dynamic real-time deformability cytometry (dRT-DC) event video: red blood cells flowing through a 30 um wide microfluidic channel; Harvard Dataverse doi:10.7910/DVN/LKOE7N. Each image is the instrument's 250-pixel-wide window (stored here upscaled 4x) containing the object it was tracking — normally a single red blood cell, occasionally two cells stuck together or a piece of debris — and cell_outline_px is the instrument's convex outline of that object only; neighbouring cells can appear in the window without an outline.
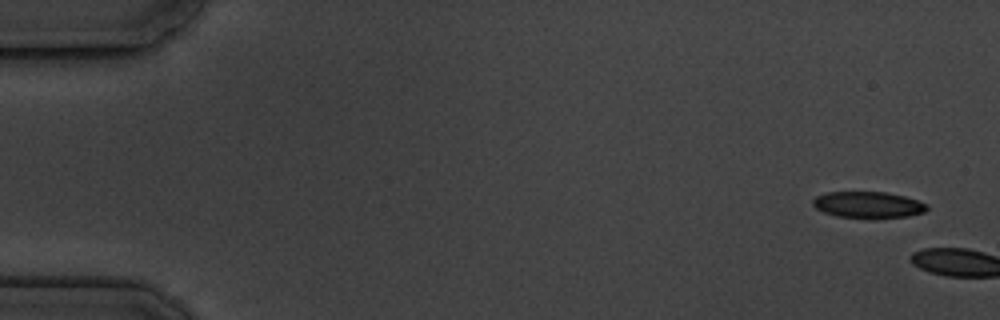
{"species": "common noctule bat (a hibernating species)", "species_latin": "Nyctalus noctula", "temperature_condition": "cold", "stored_images_in_passage": 2, "camera_frame_rate_fps": 3000, "um_per_image_px": 0.085, "animal": {"sex": "male", "body_mass_g": 19.5, "forearm_length_mm": 54.6}, "frame": {"image": 1, "passage_image": 1, "time_ms": 0.0, "image_size_px": [1000, 320], "cell_outline_px": [[928, 208], [924, 212], [908, 216], [872, 220], [868, 220], [836, 216], [824, 212], [816, 208], [812, 204], [812, 200], [816, 196], [828, 192], [884, 192], [904, 196], [928, 204]], "centroid_in_image_um": [73.79, 17.44], "position_along_channel_um": 11.2, "area_um2": 17.98}}